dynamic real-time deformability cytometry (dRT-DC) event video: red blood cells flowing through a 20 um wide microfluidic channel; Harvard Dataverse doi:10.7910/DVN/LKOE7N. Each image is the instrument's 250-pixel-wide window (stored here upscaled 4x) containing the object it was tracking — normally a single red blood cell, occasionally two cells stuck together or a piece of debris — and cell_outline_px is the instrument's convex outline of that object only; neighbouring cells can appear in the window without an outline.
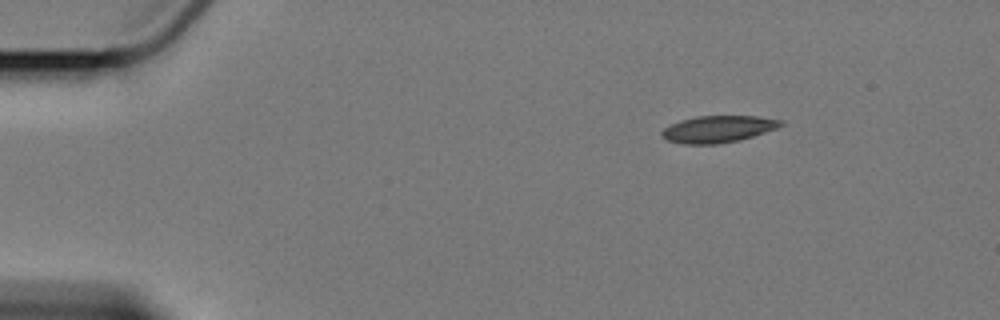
{"species": "Egyptian fruit bat (a non-hibernating species)", "species_latin": "Rousettus aegyptiacus", "temperature_condition": "cold", "stored_images_in_passage": 6, "camera_frame_rate_fps": 3000, "um_per_image_px": 0.085, "animal": {"sex": "female"}, "frame": {"image": 1, "passage_image": 1, "time_ms": 0.0, "image_size_px": [1000, 320], "cell_outline_px": [[784, 124], [776, 128], [740, 140], [716, 144], [684, 144], [668, 140], [660, 132], [664, 128], [680, 120], [696, 116], [756, 116], [784, 120]], "centroid_in_image_um": [61.05, 10.96], "position_along_channel_um": 24.0, "area_um2": 18.44}}
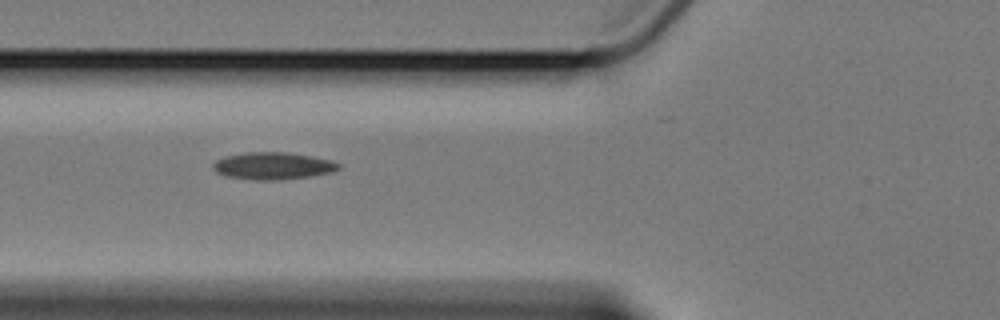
{"frame": {"image": 2, "passage_image": 5, "time_ms": 4.667, "image_size_px": [1000, 320], "cell_outline_px": [[340, 168], [332, 172], [308, 176], [276, 180], [260, 180], [228, 176], [216, 172], [212, 168], [212, 164], [216, 160], [224, 156], [244, 152], [288, 152], [312, 156], [332, 160], [340, 164]], "centroid_in_image_um": [23.19, 14.08], "position_along_channel_um": 102.6, "area_um2": 19.83}}
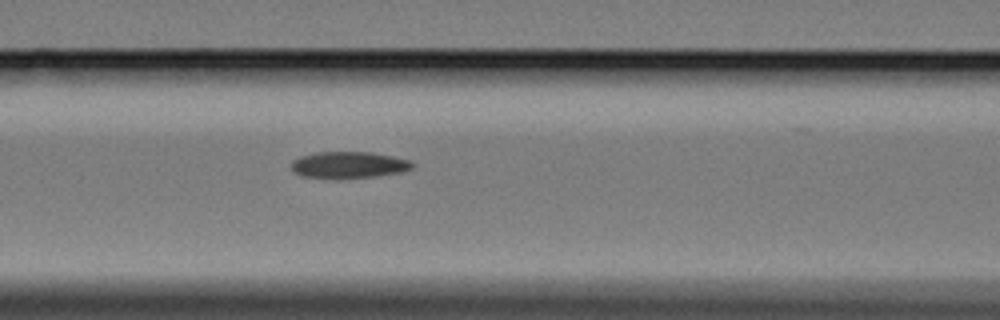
{"frame": {"image": 3, "passage_image": 6, "time_ms": 5.667, "image_size_px": [1000, 320], "cell_outline_px": [[416, 164], [412, 168], [404, 172], [376, 176], [336, 180], [300, 176], [292, 168], [292, 160], [300, 156], [316, 152], [368, 152], [392, 156], [408, 160]], "centroid_in_image_um": [29.64, 14.04], "position_along_channel_um": 137.0, "area_um2": 19.13}}